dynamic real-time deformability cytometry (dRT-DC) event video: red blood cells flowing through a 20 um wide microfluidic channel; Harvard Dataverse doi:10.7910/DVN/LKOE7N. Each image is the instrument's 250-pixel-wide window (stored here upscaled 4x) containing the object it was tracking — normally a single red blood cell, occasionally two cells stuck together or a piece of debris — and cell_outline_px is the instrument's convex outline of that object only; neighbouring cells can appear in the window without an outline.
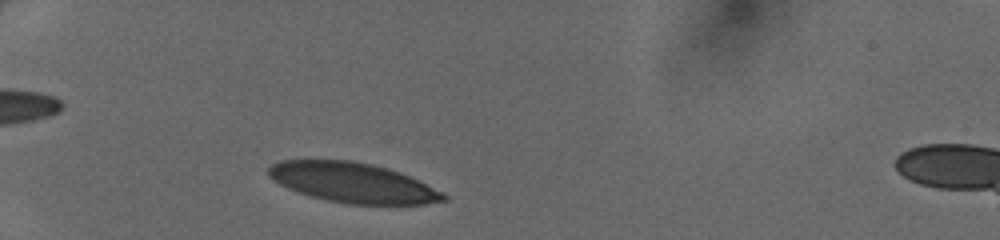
{"species": "human", "species_latin": "Homo sapiens", "temperature_condition": "cold", "stored_images_in_passage": 29, "camera_frame_rate_fps": 3000, "um_per_image_px": 0.085, "donor": {"sex": "female"}, "frame": {"image": 1, "passage_image": 1, "time_ms": 0.0, "image_size_px": [1000, 240], "cell_outline_px": [[448, 200], [424, 204], [348, 204], [328, 200], [312, 196], [288, 188], [272, 180], [268, 176], [268, 168], [272, 164], [280, 160], [352, 160], [372, 164], [400, 172], [444, 192], [448, 196]], "centroid_in_image_um": [30.0, 15.52], "position_along_channel_um": 55.0, "area_um2": 40.58}}
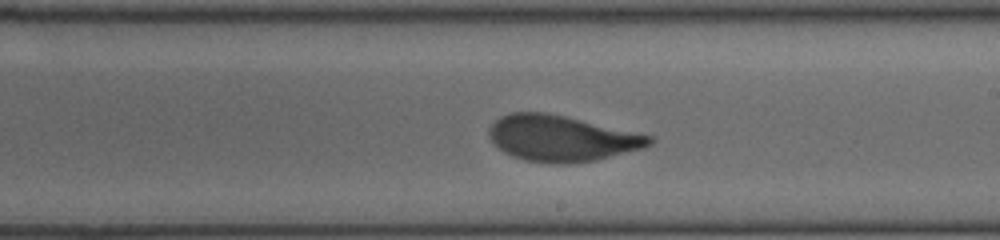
{"frame": {"image": 2, "passage_image": 16, "time_ms": 5.0, "image_size_px": [1000, 240], "cell_outline_px": [[656, 140], [652, 144], [644, 148], [596, 160], [564, 164], [556, 164], [524, 160], [512, 156], [504, 152], [488, 136], [488, 128], [500, 116], [512, 112], [548, 112], [652, 136]], "centroid_in_image_um": [47.73, 11.76], "position_along_channel_um": 241.3, "area_um2": 42.83}}
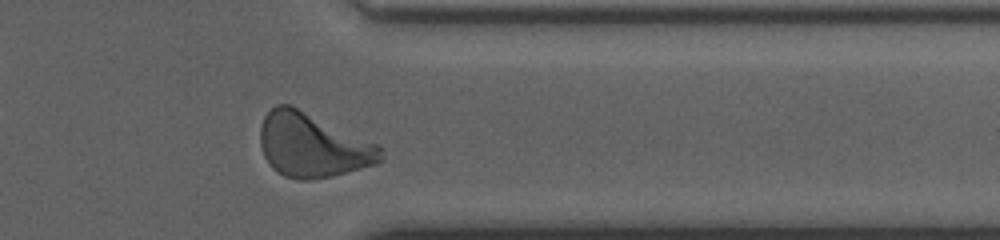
{"frame": {"image": 3, "passage_image": 26, "time_ms": 8.333, "image_size_px": [1000, 240], "cell_outline_px": [[384, 160], [376, 164], [332, 176], [308, 180], [300, 180], [284, 176], [272, 168], [264, 156], [260, 144], [260, 124], [264, 116], [276, 104], [288, 104], [380, 144], [384, 148]], "centroid_in_image_um": [26.6, 12.36], "position_along_channel_um": 384.8, "area_um2": 45.2}}